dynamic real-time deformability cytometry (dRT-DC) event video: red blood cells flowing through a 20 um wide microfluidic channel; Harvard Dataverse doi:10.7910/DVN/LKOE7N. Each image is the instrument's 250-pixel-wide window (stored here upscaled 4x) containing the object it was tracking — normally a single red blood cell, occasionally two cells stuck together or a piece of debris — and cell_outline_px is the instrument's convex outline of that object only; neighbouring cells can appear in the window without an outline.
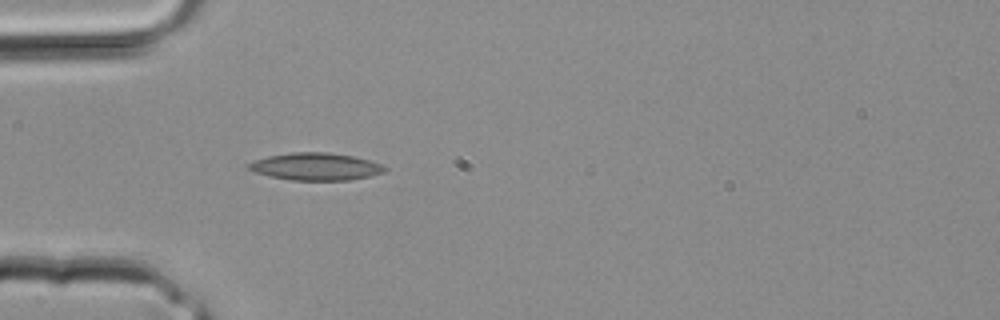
{"species": "common noctule bat (a hibernating species)", "species_latin": "Nyctalus noctula", "temperature_condition": "room temperature", "stored_images_in_passage": 2, "camera_frame_rate_fps": 3000, "um_per_image_px": 0.085, "animal": {"sex": "male", "body_mass_g": 20.4}, "frame": {"image": 1, "passage_image": 2, "time_ms": 0.333, "image_size_px": [1000, 320], "cell_outline_px": [[388, 168], [384, 172], [368, 176], [348, 180], [292, 180], [268, 176], [256, 172], [248, 168], [248, 164], [256, 160], [268, 156], [292, 152], [328, 152], [352, 156], [368, 160], [380, 164]], "centroid_in_image_um": [26.83, 14.16], "position_along_channel_um": 58.2, "area_um2": 21.44}}